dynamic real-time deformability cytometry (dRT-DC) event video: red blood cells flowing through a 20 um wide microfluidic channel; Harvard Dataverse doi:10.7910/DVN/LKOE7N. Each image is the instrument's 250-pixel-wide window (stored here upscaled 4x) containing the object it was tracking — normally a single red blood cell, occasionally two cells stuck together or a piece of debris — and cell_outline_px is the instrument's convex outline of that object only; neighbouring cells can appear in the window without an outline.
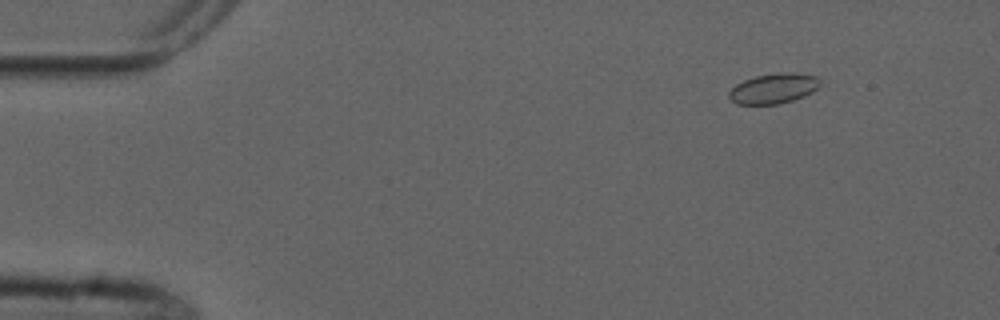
{"species": "common noctule bat (a hibernating species)", "species_latin": "Nyctalus noctula", "temperature_condition": "cold", "stored_images_in_passage": 6, "camera_frame_rate_fps": 3000, "um_per_image_px": 0.085, "animal": {"sex": "male", "forearm_length_mm": 52.5}, "frame": {"image": 1, "passage_image": 2, "time_ms": 2.0, "image_size_px": [1000, 320], "cell_outline_px": [[820, 84], [812, 92], [804, 96], [792, 100], [776, 104], [736, 104], [728, 96], [728, 92], [736, 84], [744, 80], [756, 76], [776, 72], [792, 72], [816, 76], [820, 80]], "centroid_in_image_um": [65.74, 7.51], "position_along_channel_um": 19.3, "area_um2": 15.95}}
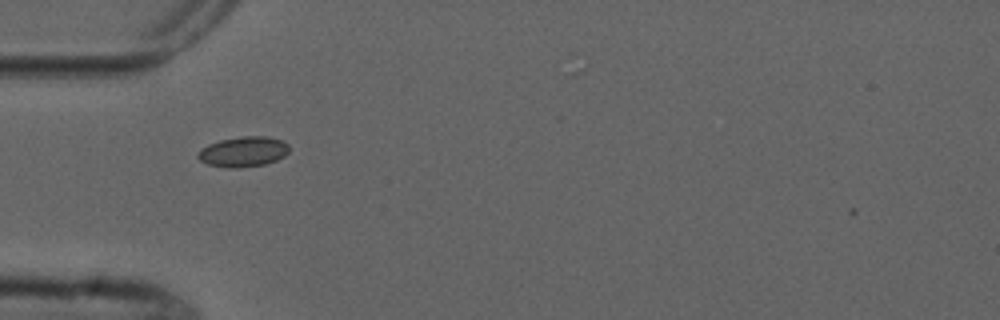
{"frame": {"image": 2, "passage_image": 5, "time_ms": 5.667, "image_size_px": [1000, 320], "cell_outline_px": [[288, 152], [284, 156], [276, 160], [264, 164], [236, 168], [228, 168], [208, 164], [200, 160], [196, 156], [196, 152], [200, 148], [208, 144], [220, 140], [240, 136], [268, 136], [280, 140], [288, 144]], "centroid_in_image_um": [20.64, 12.89], "position_along_channel_um": 64.4, "area_um2": 16.13}}
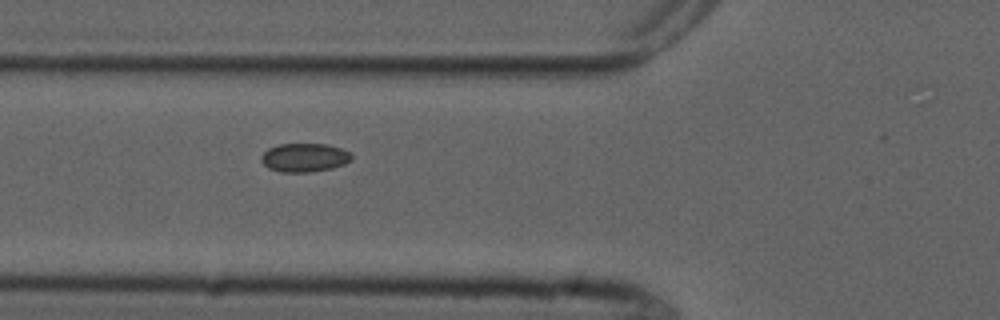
{"frame": {"image": 3, "passage_image": 6, "time_ms": 6.667, "image_size_px": [1000, 320], "cell_outline_px": [[352, 160], [344, 164], [332, 168], [308, 172], [280, 172], [268, 168], [260, 160], [260, 156], [268, 148], [280, 144], [324, 144], [340, 148], [348, 152], [352, 156]], "centroid_in_image_um": [25.85, 13.4], "position_along_channel_um": 100.0, "area_um2": 15.03}}